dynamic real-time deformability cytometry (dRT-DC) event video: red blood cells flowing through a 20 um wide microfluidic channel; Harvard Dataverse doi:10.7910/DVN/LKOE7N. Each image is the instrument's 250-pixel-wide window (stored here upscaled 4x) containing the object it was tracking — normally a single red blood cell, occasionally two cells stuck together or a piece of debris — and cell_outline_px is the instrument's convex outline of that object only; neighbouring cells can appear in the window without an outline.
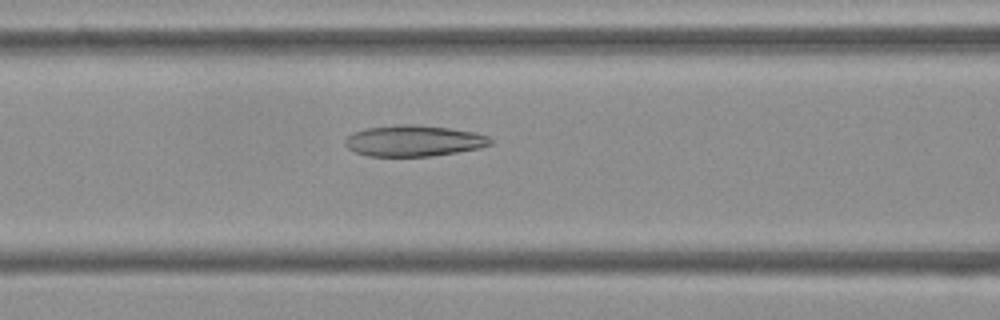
{"species": "Egyptian fruit bat (a non-hibernating species)", "species_latin": "Rousettus aegyptiacus", "temperature_condition": "cold", "stored_images_in_passage": 38, "camera_frame_rate_fps": 3000, "um_per_image_px": 0.085, "frame": {"image": 1, "passage_image": 16, "time_ms": 5.0, "image_size_px": [1000, 320], "cell_outline_px": [[492, 144], [480, 148], [432, 156], [368, 156], [356, 152], [348, 148], [344, 144], [344, 140], [352, 132], [364, 128], [400, 124], [420, 124], [476, 132], [488, 136], [492, 140]], "centroid_in_image_um": [35.16, 11.96], "position_along_channel_um": 131.4, "area_um2": 26.53}}
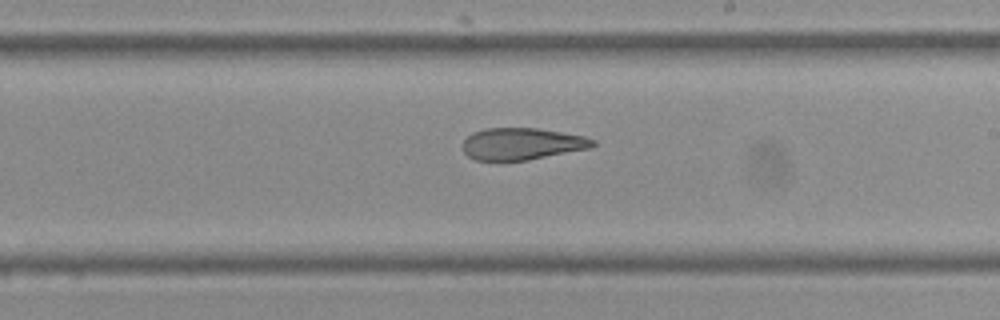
{"frame": {"image": 2, "passage_image": 25, "time_ms": 8.0, "image_size_px": [1000, 320], "cell_outline_px": [[596, 144], [592, 148], [528, 160], [476, 160], [468, 156], [464, 152], [464, 140], [472, 132], [484, 128], [536, 128], [584, 136], [596, 140]], "centroid_in_image_um": [44.39, 12.22], "position_along_channel_um": 244.6, "area_um2": 24.16}}
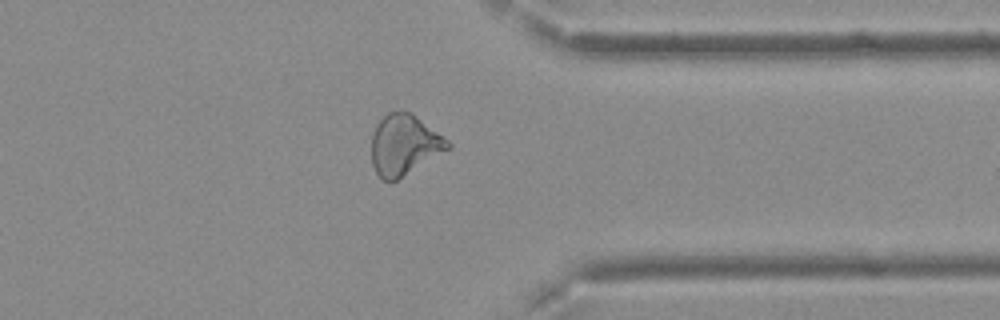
{"frame": {"image": 3, "passage_image": 36, "time_ms": 11.667, "image_size_px": [1000, 320], "cell_outline_px": [[452, 148], [396, 180], [384, 180], [376, 172], [372, 164], [372, 132], [376, 124], [388, 112], [408, 112], [416, 116], [448, 140], [452, 144]], "centroid_in_image_um": [34.37, 12.32], "position_along_channel_um": 377.0, "area_um2": 26.59}}